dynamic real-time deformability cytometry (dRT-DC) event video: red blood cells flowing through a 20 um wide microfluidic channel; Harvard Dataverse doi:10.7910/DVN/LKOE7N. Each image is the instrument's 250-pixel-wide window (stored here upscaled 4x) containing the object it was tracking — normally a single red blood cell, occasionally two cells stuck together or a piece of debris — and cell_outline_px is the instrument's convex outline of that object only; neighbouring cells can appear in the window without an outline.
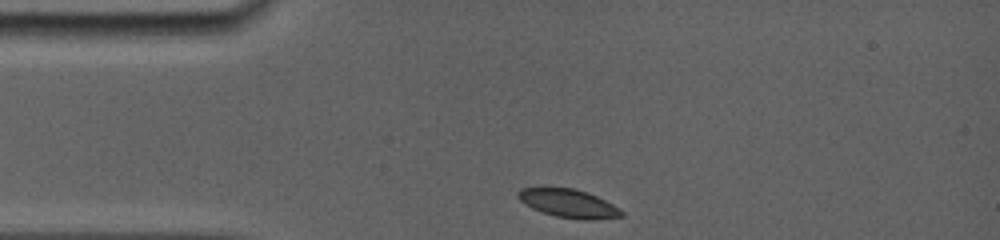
{"species": "common noctule bat (a hibernating species)", "species_latin": "Nyctalus noctula", "temperature_condition": "room temperature", "stored_images_in_passage": 9, "camera_frame_rate_fps": 5000, "um_per_image_px": 0.085, "animal": {"sex": "female", "body_mass_g": 19.0, "forearm_length_mm": 56.7}, "frame": {"image": 1, "passage_image": 1, "time_ms": 0.0, "image_size_px": [1000, 240], "cell_outline_px": [[624, 216], [592, 220], [580, 220], [556, 216], [532, 208], [524, 204], [516, 196], [516, 192], [520, 188], [572, 188], [588, 192], [620, 208], [624, 212]], "centroid_in_image_um": [48.33, 17.29], "position_along_channel_um": 36.7, "area_um2": 17.11}}
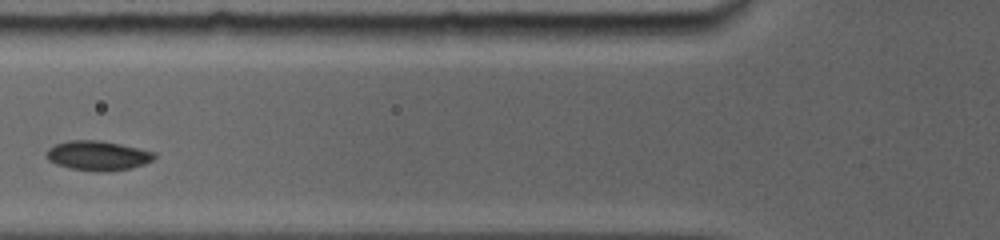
{"frame": {"image": 2, "passage_image": 6, "time_ms": 2.8, "image_size_px": [1000, 240], "cell_outline_px": [[156, 156], [152, 160], [144, 164], [132, 168], [108, 172], [96, 172], [68, 168], [56, 164], [48, 160], [44, 156], [44, 152], [48, 148], [56, 144], [68, 140], [100, 140], [120, 144], [156, 152]], "centroid_in_image_um": [8.28, 13.23], "position_along_channel_um": 117.5, "area_um2": 18.96}}
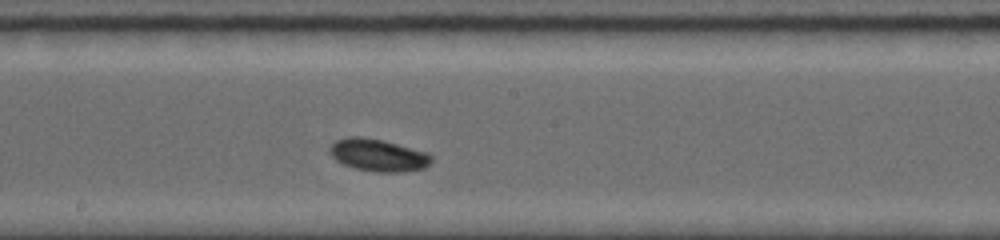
{"frame": {"image": 3, "passage_image": 9, "time_ms": 5.4, "image_size_px": [1000, 240], "cell_outline_px": [[432, 160], [424, 168], [404, 172], [376, 172], [352, 168], [336, 160], [328, 152], [328, 148], [336, 140], [348, 136], [360, 136], [380, 140], [428, 152], [432, 156]], "centroid_in_image_um": [32.12, 13.19], "position_along_channel_um": 216.1, "area_um2": 19.19}}